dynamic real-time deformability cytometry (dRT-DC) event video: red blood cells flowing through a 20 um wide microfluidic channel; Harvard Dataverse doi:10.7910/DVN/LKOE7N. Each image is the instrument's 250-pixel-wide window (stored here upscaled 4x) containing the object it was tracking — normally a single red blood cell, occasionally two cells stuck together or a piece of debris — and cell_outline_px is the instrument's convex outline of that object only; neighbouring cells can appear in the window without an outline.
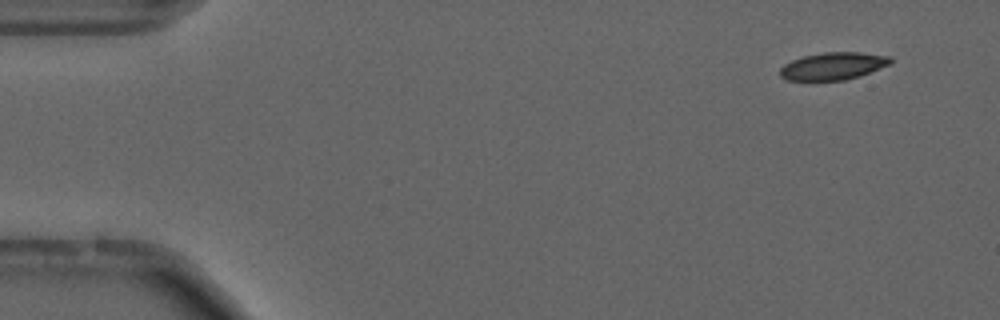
{"species": "common noctule bat (a hibernating species)", "species_latin": "Nyctalus noctula", "temperature_condition": "cold", "stored_images_in_passage": 52, "camera_frame_rate_fps": 3000, "um_per_image_px": 0.085, "animal": {"sex": "male", "forearm_length_mm": 52.5}, "frame": {"image": 1, "passage_image": 1, "time_ms": 0.0, "image_size_px": [1000, 320], "cell_outline_px": [[892, 60], [888, 64], [860, 76], [844, 80], [788, 80], [780, 76], [780, 68], [784, 64], [792, 60], [804, 56], [824, 52], [860, 52], [892, 56]], "centroid_in_image_um": [70.8, 5.61], "position_along_channel_um": 14.2, "area_um2": 17.51}, "authors_computed_cell_mechanics": {"area_um2": 18.2648, "velocity_mm_per_s": 3.7033, "shape_relaxation_time_tau1_ms": null, "shape_relaxation_time_tau2_ms": 5.4498, "deformation_change_tau1": null, "deformation_change_tau2": 0.1279}}